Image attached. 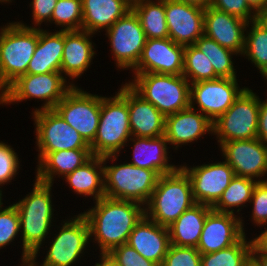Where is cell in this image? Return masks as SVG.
<instances>
[{
    "label": "cell",
    "instance_id": "43",
    "mask_svg": "<svg viewBox=\"0 0 267 266\" xmlns=\"http://www.w3.org/2000/svg\"><path fill=\"white\" fill-rule=\"evenodd\" d=\"M109 253L120 266H159L156 263L145 259L127 243L115 247Z\"/></svg>",
    "mask_w": 267,
    "mask_h": 266
},
{
    "label": "cell",
    "instance_id": "12",
    "mask_svg": "<svg viewBox=\"0 0 267 266\" xmlns=\"http://www.w3.org/2000/svg\"><path fill=\"white\" fill-rule=\"evenodd\" d=\"M110 46L119 68L134 69L139 62L146 42L140 20L131 9L119 18L107 31Z\"/></svg>",
    "mask_w": 267,
    "mask_h": 266
},
{
    "label": "cell",
    "instance_id": "49",
    "mask_svg": "<svg viewBox=\"0 0 267 266\" xmlns=\"http://www.w3.org/2000/svg\"><path fill=\"white\" fill-rule=\"evenodd\" d=\"M256 21L267 29V4L256 12Z\"/></svg>",
    "mask_w": 267,
    "mask_h": 266
},
{
    "label": "cell",
    "instance_id": "28",
    "mask_svg": "<svg viewBox=\"0 0 267 266\" xmlns=\"http://www.w3.org/2000/svg\"><path fill=\"white\" fill-rule=\"evenodd\" d=\"M136 140V141H135ZM133 141V161L130 164L156 171L160 176L174 172L179 167L168 163L166 136L130 138Z\"/></svg>",
    "mask_w": 267,
    "mask_h": 266
},
{
    "label": "cell",
    "instance_id": "44",
    "mask_svg": "<svg viewBox=\"0 0 267 266\" xmlns=\"http://www.w3.org/2000/svg\"><path fill=\"white\" fill-rule=\"evenodd\" d=\"M58 0H33L30 4L33 10V20L37 26L44 21L51 22V17Z\"/></svg>",
    "mask_w": 267,
    "mask_h": 266
},
{
    "label": "cell",
    "instance_id": "39",
    "mask_svg": "<svg viewBox=\"0 0 267 266\" xmlns=\"http://www.w3.org/2000/svg\"><path fill=\"white\" fill-rule=\"evenodd\" d=\"M0 208V249L14 240L20 229V217L16 206Z\"/></svg>",
    "mask_w": 267,
    "mask_h": 266
},
{
    "label": "cell",
    "instance_id": "38",
    "mask_svg": "<svg viewBox=\"0 0 267 266\" xmlns=\"http://www.w3.org/2000/svg\"><path fill=\"white\" fill-rule=\"evenodd\" d=\"M161 266H201V254L196 247L170 245Z\"/></svg>",
    "mask_w": 267,
    "mask_h": 266
},
{
    "label": "cell",
    "instance_id": "7",
    "mask_svg": "<svg viewBox=\"0 0 267 266\" xmlns=\"http://www.w3.org/2000/svg\"><path fill=\"white\" fill-rule=\"evenodd\" d=\"M160 175L153 170L130 163L104 166L105 196L145 205L153 193Z\"/></svg>",
    "mask_w": 267,
    "mask_h": 266
},
{
    "label": "cell",
    "instance_id": "13",
    "mask_svg": "<svg viewBox=\"0 0 267 266\" xmlns=\"http://www.w3.org/2000/svg\"><path fill=\"white\" fill-rule=\"evenodd\" d=\"M90 237L89 224L82 213L64 222L41 266H71L83 253ZM30 262L38 266L35 261Z\"/></svg>",
    "mask_w": 267,
    "mask_h": 266
},
{
    "label": "cell",
    "instance_id": "51",
    "mask_svg": "<svg viewBox=\"0 0 267 266\" xmlns=\"http://www.w3.org/2000/svg\"><path fill=\"white\" fill-rule=\"evenodd\" d=\"M249 5L257 12L267 4V0H246Z\"/></svg>",
    "mask_w": 267,
    "mask_h": 266
},
{
    "label": "cell",
    "instance_id": "19",
    "mask_svg": "<svg viewBox=\"0 0 267 266\" xmlns=\"http://www.w3.org/2000/svg\"><path fill=\"white\" fill-rule=\"evenodd\" d=\"M243 224L235 214L211 210L206 216L197 250L206 254L231 247L245 235Z\"/></svg>",
    "mask_w": 267,
    "mask_h": 266
},
{
    "label": "cell",
    "instance_id": "16",
    "mask_svg": "<svg viewBox=\"0 0 267 266\" xmlns=\"http://www.w3.org/2000/svg\"><path fill=\"white\" fill-rule=\"evenodd\" d=\"M225 161L236 176L262 177L267 173V143L258 138L220 143Z\"/></svg>",
    "mask_w": 267,
    "mask_h": 266
},
{
    "label": "cell",
    "instance_id": "42",
    "mask_svg": "<svg viewBox=\"0 0 267 266\" xmlns=\"http://www.w3.org/2000/svg\"><path fill=\"white\" fill-rule=\"evenodd\" d=\"M250 202L253 203L252 219L255 224H267V180H258Z\"/></svg>",
    "mask_w": 267,
    "mask_h": 266
},
{
    "label": "cell",
    "instance_id": "20",
    "mask_svg": "<svg viewBox=\"0 0 267 266\" xmlns=\"http://www.w3.org/2000/svg\"><path fill=\"white\" fill-rule=\"evenodd\" d=\"M249 23L211 6L204 10V35L237 54L243 53L245 30ZM247 26V27H246Z\"/></svg>",
    "mask_w": 267,
    "mask_h": 266
},
{
    "label": "cell",
    "instance_id": "37",
    "mask_svg": "<svg viewBox=\"0 0 267 266\" xmlns=\"http://www.w3.org/2000/svg\"><path fill=\"white\" fill-rule=\"evenodd\" d=\"M51 21L64 27V31L82 30V0H58Z\"/></svg>",
    "mask_w": 267,
    "mask_h": 266
},
{
    "label": "cell",
    "instance_id": "33",
    "mask_svg": "<svg viewBox=\"0 0 267 266\" xmlns=\"http://www.w3.org/2000/svg\"><path fill=\"white\" fill-rule=\"evenodd\" d=\"M245 235L231 247L214 253L201 254V266H250L253 240L246 241Z\"/></svg>",
    "mask_w": 267,
    "mask_h": 266
},
{
    "label": "cell",
    "instance_id": "2",
    "mask_svg": "<svg viewBox=\"0 0 267 266\" xmlns=\"http://www.w3.org/2000/svg\"><path fill=\"white\" fill-rule=\"evenodd\" d=\"M52 185L36 180L32 192L14 204L22 229V263L36 261L40 246L49 234L53 216Z\"/></svg>",
    "mask_w": 267,
    "mask_h": 266
},
{
    "label": "cell",
    "instance_id": "47",
    "mask_svg": "<svg viewBox=\"0 0 267 266\" xmlns=\"http://www.w3.org/2000/svg\"><path fill=\"white\" fill-rule=\"evenodd\" d=\"M254 247L267 256V228L257 238L253 239Z\"/></svg>",
    "mask_w": 267,
    "mask_h": 266
},
{
    "label": "cell",
    "instance_id": "5",
    "mask_svg": "<svg viewBox=\"0 0 267 266\" xmlns=\"http://www.w3.org/2000/svg\"><path fill=\"white\" fill-rule=\"evenodd\" d=\"M131 135L127 103V83L113 98L101 97L99 124L90 144L93 156L119 154Z\"/></svg>",
    "mask_w": 267,
    "mask_h": 266
},
{
    "label": "cell",
    "instance_id": "10",
    "mask_svg": "<svg viewBox=\"0 0 267 266\" xmlns=\"http://www.w3.org/2000/svg\"><path fill=\"white\" fill-rule=\"evenodd\" d=\"M53 109L89 145L94 141L99 124L101 96L89 94L74 86Z\"/></svg>",
    "mask_w": 267,
    "mask_h": 266
},
{
    "label": "cell",
    "instance_id": "14",
    "mask_svg": "<svg viewBox=\"0 0 267 266\" xmlns=\"http://www.w3.org/2000/svg\"><path fill=\"white\" fill-rule=\"evenodd\" d=\"M190 105L198 104L200 112L212 122L224 114L245 88H238L236 78H217L190 84Z\"/></svg>",
    "mask_w": 267,
    "mask_h": 266
},
{
    "label": "cell",
    "instance_id": "50",
    "mask_svg": "<svg viewBox=\"0 0 267 266\" xmlns=\"http://www.w3.org/2000/svg\"><path fill=\"white\" fill-rule=\"evenodd\" d=\"M174 1L194 4L203 8H208L209 6H211L213 0H174Z\"/></svg>",
    "mask_w": 267,
    "mask_h": 266
},
{
    "label": "cell",
    "instance_id": "54",
    "mask_svg": "<svg viewBox=\"0 0 267 266\" xmlns=\"http://www.w3.org/2000/svg\"><path fill=\"white\" fill-rule=\"evenodd\" d=\"M131 4L139 0H128Z\"/></svg>",
    "mask_w": 267,
    "mask_h": 266
},
{
    "label": "cell",
    "instance_id": "40",
    "mask_svg": "<svg viewBox=\"0 0 267 266\" xmlns=\"http://www.w3.org/2000/svg\"><path fill=\"white\" fill-rule=\"evenodd\" d=\"M211 7L241 18L248 23L256 20V12L246 0H213Z\"/></svg>",
    "mask_w": 267,
    "mask_h": 266
},
{
    "label": "cell",
    "instance_id": "55",
    "mask_svg": "<svg viewBox=\"0 0 267 266\" xmlns=\"http://www.w3.org/2000/svg\"><path fill=\"white\" fill-rule=\"evenodd\" d=\"M11 2V0H0V2Z\"/></svg>",
    "mask_w": 267,
    "mask_h": 266
},
{
    "label": "cell",
    "instance_id": "27",
    "mask_svg": "<svg viewBox=\"0 0 267 266\" xmlns=\"http://www.w3.org/2000/svg\"><path fill=\"white\" fill-rule=\"evenodd\" d=\"M131 9L128 0H82V30L92 34L101 28L107 31Z\"/></svg>",
    "mask_w": 267,
    "mask_h": 266
},
{
    "label": "cell",
    "instance_id": "3",
    "mask_svg": "<svg viewBox=\"0 0 267 266\" xmlns=\"http://www.w3.org/2000/svg\"><path fill=\"white\" fill-rule=\"evenodd\" d=\"M196 204L189 176L179 167L159 177L157 185L144 208L145 216L168 227L182 213ZM149 211V212H148Z\"/></svg>",
    "mask_w": 267,
    "mask_h": 266
},
{
    "label": "cell",
    "instance_id": "23",
    "mask_svg": "<svg viewBox=\"0 0 267 266\" xmlns=\"http://www.w3.org/2000/svg\"><path fill=\"white\" fill-rule=\"evenodd\" d=\"M195 110L193 105L190 107L166 116L165 136L168 144L176 146L193 142L197 138L206 134L213 133V122Z\"/></svg>",
    "mask_w": 267,
    "mask_h": 266
},
{
    "label": "cell",
    "instance_id": "6",
    "mask_svg": "<svg viewBox=\"0 0 267 266\" xmlns=\"http://www.w3.org/2000/svg\"><path fill=\"white\" fill-rule=\"evenodd\" d=\"M128 84L165 117L190 107V82L183 75L140 73Z\"/></svg>",
    "mask_w": 267,
    "mask_h": 266
},
{
    "label": "cell",
    "instance_id": "32",
    "mask_svg": "<svg viewBox=\"0 0 267 266\" xmlns=\"http://www.w3.org/2000/svg\"><path fill=\"white\" fill-rule=\"evenodd\" d=\"M257 182L252 178L235 175L219 200L212 206V210L234 214L232 207L245 206L243 204L250 202Z\"/></svg>",
    "mask_w": 267,
    "mask_h": 266
},
{
    "label": "cell",
    "instance_id": "21",
    "mask_svg": "<svg viewBox=\"0 0 267 266\" xmlns=\"http://www.w3.org/2000/svg\"><path fill=\"white\" fill-rule=\"evenodd\" d=\"M127 244L145 259L161 266L171 245L169 229L144 215L130 233Z\"/></svg>",
    "mask_w": 267,
    "mask_h": 266
},
{
    "label": "cell",
    "instance_id": "22",
    "mask_svg": "<svg viewBox=\"0 0 267 266\" xmlns=\"http://www.w3.org/2000/svg\"><path fill=\"white\" fill-rule=\"evenodd\" d=\"M129 125L133 137L153 138L165 135L166 117L127 83Z\"/></svg>",
    "mask_w": 267,
    "mask_h": 266
},
{
    "label": "cell",
    "instance_id": "4",
    "mask_svg": "<svg viewBox=\"0 0 267 266\" xmlns=\"http://www.w3.org/2000/svg\"><path fill=\"white\" fill-rule=\"evenodd\" d=\"M38 43V28L9 23L0 31V90L3 93L27 68Z\"/></svg>",
    "mask_w": 267,
    "mask_h": 266
},
{
    "label": "cell",
    "instance_id": "15",
    "mask_svg": "<svg viewBox=\"0 0 267 266\" xmlns=\"http://www.w3.org/2000/svg\"><path fill=\"white\" fill-rule=\"evenodd\" d=\"M189 176L196 203L213 206L235 176L226 162L204 164L193 168L180 166Z\"/></svg>",
    "mask_w": 267,
    "mask_h": 266
},
{
    "label": "cell",
    "instance_id": "18",
    "mask_svg": "<svg viewBox=\"0 0 267 266\" xmlns=\"http://www.w3.org/2000/svg\"><path fill=\"white\" fill-rule=\"evenodd\" d=\"M204 10L194 4L165 0L169 38L183 46L195 44L204 34Z\"/></svg>",
    "mask_w": 267,
    "mask_h": 266
},
{
    "label": "cell",
    "instance_id": "34",
    "mask_svg": "<svg viewBox=\"0 0 267 266\" xmlns=\"http://www.w3.org/2000/svg\"><path fill=\"white\" fill-rule=\"evenodd\" d=\"M194 45L207 56L219 78H236V72L231 61V56L237 54L236 52L222 47L204 34L197 39Z\"/></svg>",
    "mask_w": 267,
    "mask_h": 266
},
{
    "label": "cell",
    "instance_id": "41",
    "mask_svg": "<svg viewBox=\"0 0 267 266\" xmlns=\"http://www.w3.org/2000/svg\"><path fill=\"white\" fill-rule=\"evenodd\" d=\"M18 169L17 153L9 145L0 142V185L11 182Z\"/></svg>",
    "mask_w": 267,
    "mask_h": 266
},
{
    "label": "cell",
    "instance_id": "8",
    "mask_svg": "<svg viewBox=\"0 0 267 266\" xmlns=\"http://www.w3.org/2000/svg\"><path fill=\"white\" fill-rule=\"evenodd\" d=\"M61 72L47 74H25L13 82L2 94L0 104L20 102L26 99L45 100V104L38 110L53 109L65 95L74 87L67 84Z\"/></svg>",
    "mask_w": 267,
    "mask_h": 266
},
{
    "label": "cell",
    "instance_id": "46",
    "mask_svg": "<svg viewBox=\"0 0 267 266\" xmlns=\"http://www.w3.org/2000/svg\"><path fill=\"white\" fill-rule=\"evenodd\" d=\"M250 266H267V256L253 247L250 254Z\"/></svg>",
    "mask_w": 267,
    "mask_h": 266
},
{
    "label": "cell",
    "instance_id": "48",
    "mask_svg": "<svg viewBox=\"0 0 267 266\" xmlns=\"http://www.w3.org/2000/svg\"><path fill=\"white\" fill-rule=\"evenodd\" d=\"M101 262L96 263L95 266H120L110 253H101Z\"/></svg>",
    "mask_w": 267,
    "mask_h": 266
},
{
    "label": "cell",
    "instance_id": "24",
    "mask_svg": "<svg viewBox=\"0 0 267 266\" xmlns=\"http://www.w3.org/2000/svg\"><path fill=\"white\" fill-rule=\"evenodd\" d=\"M90 35L93 34L85 30L64 31L61 73L71 79L81 76L90 66L95 54Z\"/></svg>",
    "mask_w": 267,
    "mask_h": 266
},
{
    "label": "cell",
    "instance_id": "17",
    "mask_svg": "<svg viewBox=\"0 0 267 266\" xmlns=\"http://www.w3.org/2000/svg\"><path fill=\"white\" fill-rule=\"evenodd\" d=\"M185 46L170 38L146 39L135 74L158 73L182 75L184 68Z\"/></svg>",
    "mask_w": 267,
    "mask_h": 266
},
{
    "label": "cell",
    "instance_id": "30",
    "mask_svg": "<svg viewBox=\"0 0 267 266\" xmlns=\"http://www.w3.org/2000/svg\"><path fill=\"white\" fill-rule=\"evenodd\" d=\"M211 206L196 203L168 226L171 245L196 247Z\"/></svg>",
    "mask_w": 267,
    "mask_h": 266
},
{
    "label": "cell",
    "instance_id": "29",
    "mask_svg": "<svg viewBox=\"0 0 267 266\" xmlns=\"http://www.w3.org/2000/svg\"><path fill=\"white\" fill-rule=\"evenodd\" d=\"M116 156L117 155H106L103 157L93 156L83 166L67 174L65 176L66 181L77 194L94 196L97 201L105 196L103 164H106V160L110 158L115 161L117 159Z\"/></svg>",
    "mask_w": 267,
    "mask_h": 266
},
{
    "label": "cell",
    "instance_id": "45",
    "mask_svg": "<svg viewBox=\"0 0 267 266\" xmlns=\"http://www.w3.org/2000/svg\"><path fill=\"white\" fill-rule=\"evenodd\" d=\"M257 138L267 143V99L264 102L260 101Z\"/></svg>",
    "mask_w": 267,
    "mask_h": 266
},
{
    "label": "cell",
    "instance_id": "53",
    "mask_svg": "<svg viewBox=\"0 0 267 266\" xmlns=\"http://www.w3.org/2000/svg\"><path fill=\"white\" fill-rule=\"evenodd\" d=\"M2 191L0 190V208H2L1 206H2V193H1Z\"/></svg>",
    "mask_w": 267,
    "mask_h": 266
},
{
    "label": "cell",
    "instance_id": "25",
    "mask_svg": "<svg viewBox=\"0 0 267 266\" xmlns=\"http://www.w3.org/2000/svg\"><path fill=\"white\" fill-rule=\"evenodd\" d=\"M38 156L36 180L53 184V176L56 174L66 176L88 162L93 154L91 149H71L39 153Z\"/></svg>",
    "mask_w": 267,
    "mask_h": 266
},
{
    "label": "cell",
    "instance_id": "1",
    "mask_svg": "<svg viewBox=\"0 0 267 266\" xmlns=\"http://www.w3.org/2000/svg\"><path fill=\"white\" fill-rule=\"evenodd\" d=\"M95 203L94 208L82 214L88 221L90 236L94 235L101 253H109L115 247L127 243L130 233L145 211L140 203L106 196Z\"/></svg>",
    "mask_w": 267,
    "mask_h": 266
},
{
    "label": "cell",
    "instance_id": "26",
    "mask_svg": "<svg viewBox=\"0 0 267 266\" xmlns=\"http://www.w3.org/2000/svg\"><path fill=\"white\" fill-rule=\"evenodd\" d=\"M64 48V30L49 33L38 28V43L31 58L28 74H47L61 72Z\"/></svg>",
    "mask_w": 267,
    "mask_h": 266
},
{
    "label": "cell",
    "instance_id": "36",
    "mask_svg": "<svg viewBox=\"0 0 267 266\" xmlns=\"http://www.w3.org/2000/svg\"><path fill=\"white\" fill-rule=\"evenodd\" d=\"M183 76L191 83L219 78L204 53L194 44L185 46Z\"/></svg>",
    "mask_w": 267,
    "mask_h": 266
},
{
    "label": "cell",
    "instance_id": "9",
    "mask_svg": "<svg viewBox=\"0 0 267 266\" xmlns=\"http://www.w3.org/2000/svg\"><path fill=\"white\" fill-rule=\"evenodd\" d=\"M260 99L245 88L233 105L213 122L218 142L257 138Z\"/></svg>",
    "mask_w": 267,
    "mask_h": 266
},
{
    "label": "cell",
    "instance_id": "52",
    "mask_svg": "<svg viewBox=\"0 0 267 266\" xmlns=\"http://www.w3.org/2000/svg\"><path fill=\"white\" fill-rule=\"evenodd\" d=\"M34 266L30 261L29 262H25V263H23V266Z\"/></svg>",
    "mask_w": 267,
    "mask_h": 266
},
{
    "label": "cell",
    "instance_id": "35",
    "mask_svg": "<svg viewBox=\"0 0 267 266\" xmlns=\"http://www.w3.org/2000/svg\"><path fill=\"white\" fill-rule=\"evenodd\" d=\"M252 28L245 36L243 55L260 70L263 77L267 76V29L256 20L251 21Z\"/></svg>",
    "mask_w": 267,
    "mask_h": 266
},
{
    "label": "cell",
    "instance_id": "11",
    "mask_svg": "<svg viewBox=\"0 0 267 266\" xmlns=\"http://www.w3.org/2000/svg\"><path fill=\"white\" fill-rule=\"evenodd\" d=\"M36 140L40 153L59 150L90 149L79 132L70 126L54 109L33 112Z\"/></svg>",
    "mask_w": 267,
    "mask_h": 266
},
{
    "label": "cell",
    "instance_id": "31",
    "mask_svg": "<svg viewBox=\"0 0 267 266\" xmlns=\"http://www.w3.org/2000/svg\"><path fill=\"white\" fill-rule=\"evenodd\" d=\"M157 2L139 0L132 3V10L140 20L146 39L169 38L165 15V0H158Z\"/></svg>",
    "mask_w": 267,
    "mask_h": 266
}]
</instances>
